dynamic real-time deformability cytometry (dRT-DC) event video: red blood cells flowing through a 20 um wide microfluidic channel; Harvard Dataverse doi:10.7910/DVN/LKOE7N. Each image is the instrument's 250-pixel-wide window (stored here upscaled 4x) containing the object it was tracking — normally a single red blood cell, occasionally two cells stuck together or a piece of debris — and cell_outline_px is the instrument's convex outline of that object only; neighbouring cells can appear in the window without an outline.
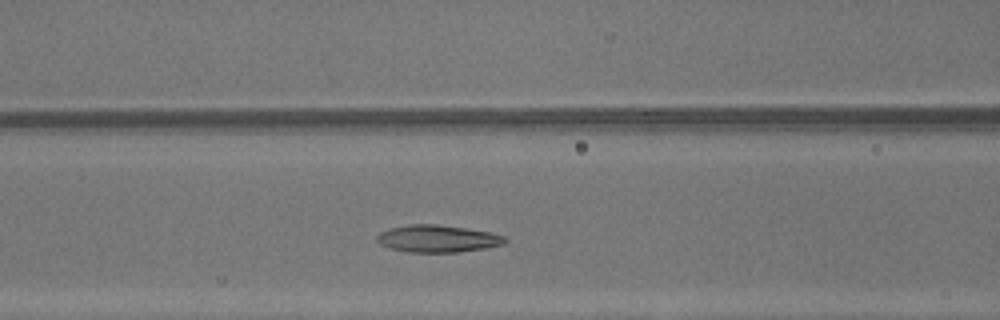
{"species": "common noctule bat (a hibernating species)", "species_latin": "Nyctalus noctula", "temperature_condition": "warm", "stored_images_in_passage": 28, "camera_frame_rate_fps": 3000, "um_per_image_px": 0.085, "animal": {"sex": "male", "body_mass_g": 13.3}, "frame": {"image": 1, "passage_image": 10, "time_ms": 3.0, "image_size_px": [1000, 320], "cell_outline_px": [[508, 240], [504, 244], [484, 248], [456, 252], [408, 252], [392, 248], [380, 244], [376, 240], [376, 236], [380, 232], [392, 228], [412, 224], [436, 224], [464, 228], [488, 232], [504, 236]], "centroid_in_image_um": [37.19, 20.29], "position_along_channel_um": 129.4, "area_um2": 20.0}}
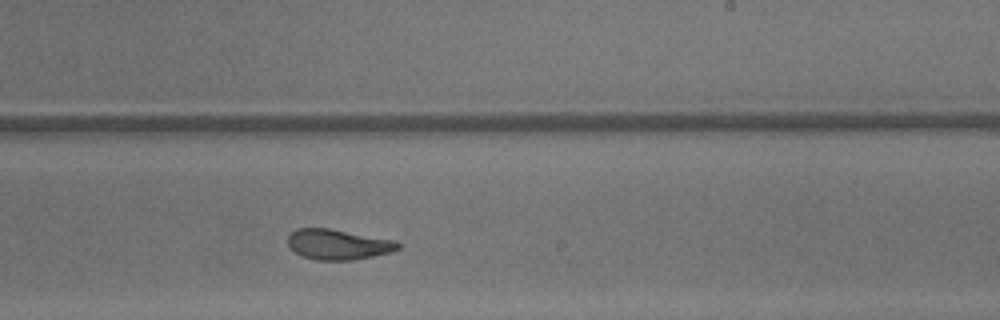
{"frame": {"image": 2, "passage_image": 19, "time_ms": 6.0, "image_size_px": [1000, 320], "cell_outline_px": [[400, 248], [392, 252], [352, 260], [316, 260], [300, 256], [288, 248], [288, 236], [296, 228], [328, 228], [396, 240], [400, 244]], "centroid_in_image_um": [28.71, 20.78], "position_along_channel_um": 260.3, "area_um2": 19.65}}
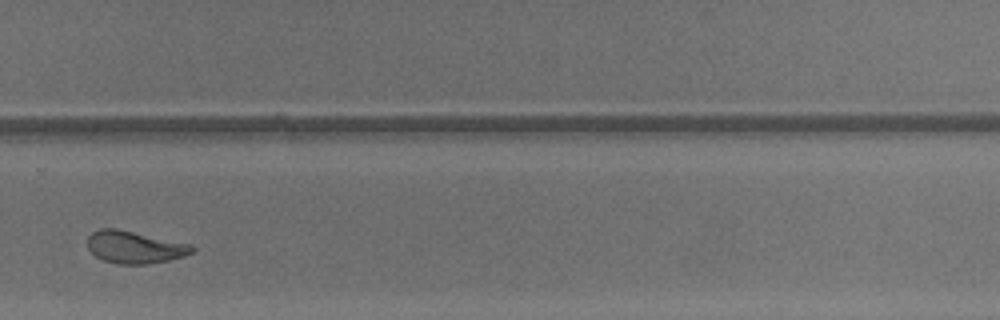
{"frame": {"image": 3, "passage_image": 23, "time_ms": 7.333, "image_size_px": [1000, 320], "cell_outline_px": [[196, 252], [184, 256], [168, 260], [148, 264], [116, 264], [104, 260], [96, 256], [88, 248], [88, 236], [92, 232], [100, 228], [116, 228], [192, 244], [196, 248]], "centroid_in_image_um": [11.48, 21.01], "position_along_channel_um": 318.3, "area_um2": 19.83}, "authors_computed_cell_mechanics": {"area_um2": 19.9699, "velocity_mm_per_s": 4.3706, "shape_relaxation_time_tau1_ms": null, "shape_relaxation_time_tau2_ms": 2.1875, "deformation_change_tau1": null, "deformation_change_tau2": 0.0951}}